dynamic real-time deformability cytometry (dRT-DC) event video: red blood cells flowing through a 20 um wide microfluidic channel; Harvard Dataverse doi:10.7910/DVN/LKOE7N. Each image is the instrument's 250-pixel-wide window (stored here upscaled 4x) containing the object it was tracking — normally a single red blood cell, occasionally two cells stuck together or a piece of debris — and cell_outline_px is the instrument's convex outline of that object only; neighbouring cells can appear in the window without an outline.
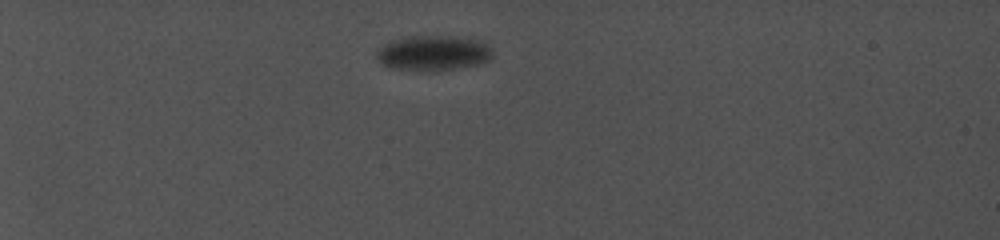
{"species": "common noctule bat (a hibernating species)", "species_latin": "Nyctalus noctula", "temperature_condition": "cold", "stored_images_in_passage": 8, "camera_frame_rate_fps": 5000, "um_per_image_px": 0.085, "animal": {"sex": "female", "body_mass_g": 19.0, "forearm_length_mm": 56.7}, "frame": {"image": 1, "passage_image": 1, "time_ms": 0.0, "image_size_px": [1000, 240], "cell_outline_px": [[492, 60], [480, 64], [432, 72], [424, 72], [396, 68], [384, 64], [376, 60], [376, 52], [388, 40], [412, 36], [452, 36], [480, 40], [488, 44], [492, 48]], "centroid_in_image_um": [36.85, 4.51], "position_along_channel_um": 48.1, "area_um2": 24.16}}